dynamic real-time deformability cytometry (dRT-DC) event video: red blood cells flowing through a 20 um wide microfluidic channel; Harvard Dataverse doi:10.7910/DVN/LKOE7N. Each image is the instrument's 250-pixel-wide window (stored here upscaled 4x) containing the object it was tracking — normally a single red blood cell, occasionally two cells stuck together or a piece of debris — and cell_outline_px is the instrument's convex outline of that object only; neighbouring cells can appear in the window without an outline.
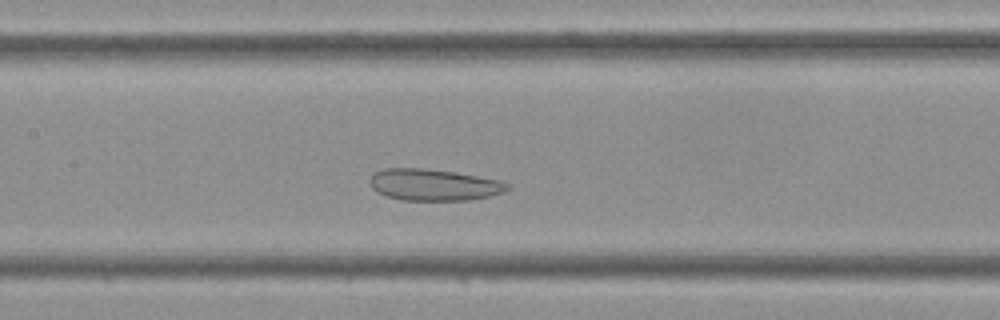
{"species": "Egyptian fruit bat (a non-hibernating species)", "species_latin": "Rousettus aegyptiacus", "temperature_condition": "cold", "stored_images_in_passage": 38, "camera_frame_rate_fps": 3000, "um_per_image_px": 0.085, "frame": {"image": 1, "passage_image": 15, "time_ms": 4.667, "image_size_px": [1000, 320], "cell_outline_px": [[512, 188], [504, 192], [488, 196], [468, 200], [404, 200], [388, 196], [376, 192], [372, 188], [368, 180], [376, 172], [384, 168], [424, 168], [456, 172], [500, 180], [512, 184]], "centroid_in_image_um": [36.91, 15.7], "position_along_channel_um": 170.5, "area_um2": 25.43}}
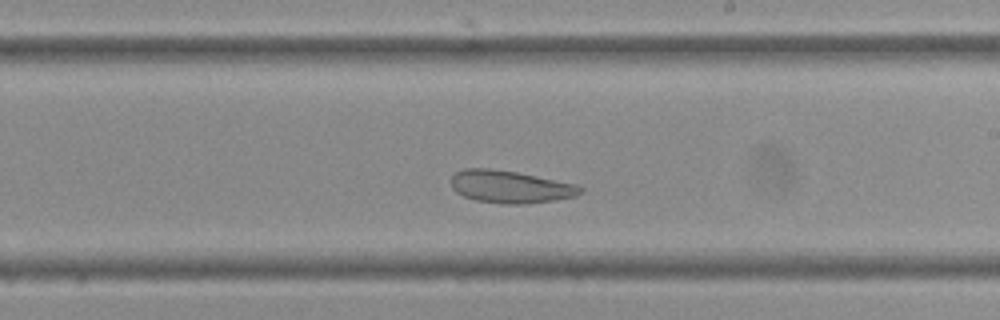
{"frame": {"image": 2, "passage_image": 20, "time_ms": 6.333, "image_size_px": [1000, 320], "cell_outline_px": [[584, 192], [576, 196], [556, 200], [524, 204], [500, 204], [476, 200], [464, 196], [456, 192], [452, 188], [452, 176], [456, 172], [464, 168], [492, 168], [516, 172], [576, 184], [584, 188]], "centroid_in_image_um": [43.39, 15.88], "position_along_channel_um": 245.6, "area_um2": 24.57}}
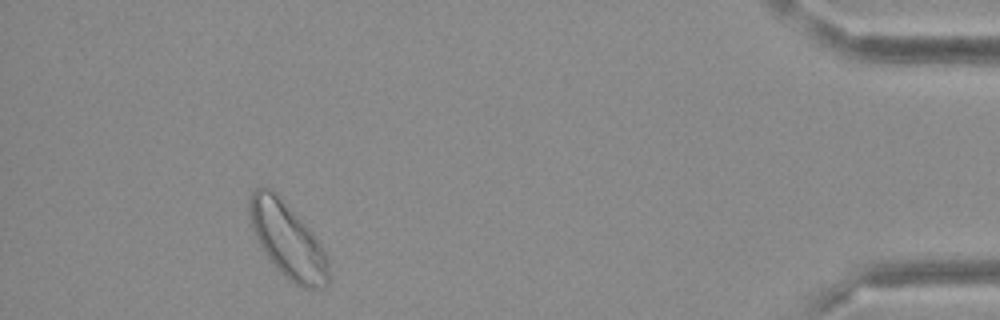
{"frame": {"image": 3, "passage_image": 35, "time_ms": 11.333, "image_size_px": [1000, 320], "cell_outline_px": [[328, 284], [324, 288], [304, 288], [288, 280], [276, 268], [260, 244], [252, 228], [248, 216], [248, 196], [256, 188], [272, 188], [312, 232], [324, 248], [328, 260]], "centroid_in_image_um": [24.44, 20.41], "position_along_channel_um": 410.8, "area_um2": 34.45}}